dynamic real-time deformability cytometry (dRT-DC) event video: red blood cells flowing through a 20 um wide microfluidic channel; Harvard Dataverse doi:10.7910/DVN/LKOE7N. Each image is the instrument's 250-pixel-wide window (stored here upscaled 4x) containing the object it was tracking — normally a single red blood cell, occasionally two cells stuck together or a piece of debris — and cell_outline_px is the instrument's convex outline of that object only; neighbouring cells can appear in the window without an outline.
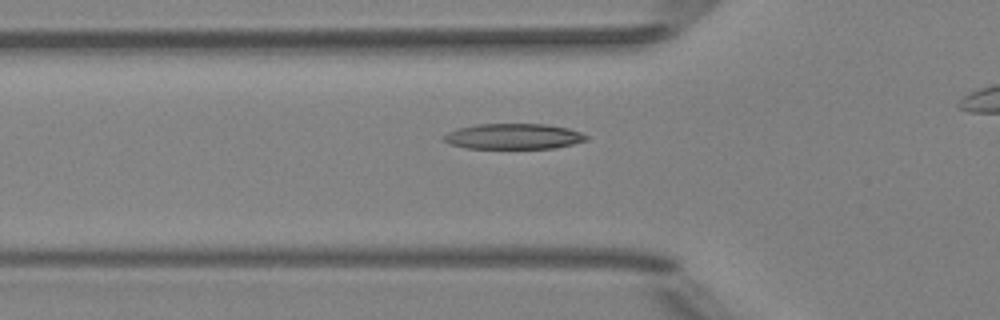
{"species": "Egyptian fruit bat (a non-hibernating species)", "species_latin": "Rousettus aegyptiacus", "temperature_condition": "room temperature", "stored_images_in_passage": 43, "camera_frame_rate_fps": 3000, "um_per_image_px": 0.085, "animal": {"sex": "female"}, "frame": {"image": 1, "passage_image": 18, "time_ms": 5.667, "image_size_px": [1000, 320], "cell_outline_px": [[588, 140], [572, 144], [552, 148], [464, 148], [448, 144], [444, 140], [444, 136], [448, 132], [456, 128], [476, 124], [544, 124], [568, 128], [580, 132], [588, 136]], "centroid_in_image_um": [43.62, 11.59], "position_along_channel_um": 82.2, "area_um2": 21.21}}
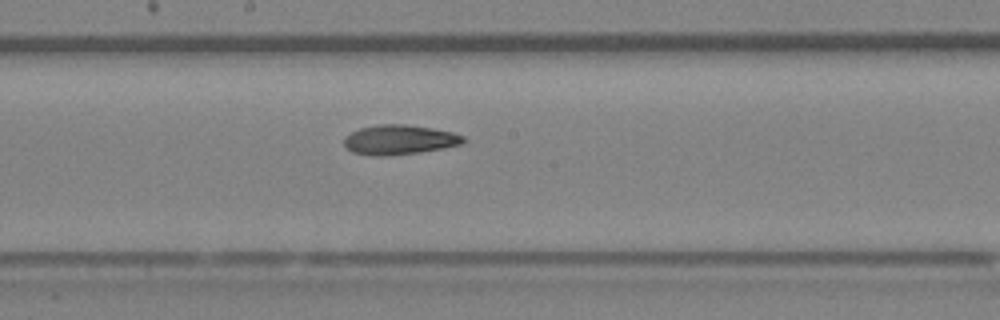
{"frame": {"image": 2, "passage_image": 28, "time_ms": 9.0, "image_size_px": [1000, 320], "cell_outline_px": [[468, 140], [464, 144], [444, 148], [420, 152], [388, 156], [372, 156], [352, 152], [344, 148], [344, 136], [360, 128], [380, 124], [404, 124], [432, 128], [452, 132], [464, 136]], "centroid_in_image_um": [33.95, 11.89], "position_along_channel_um": 214.2, "area_um2": 20.92}}
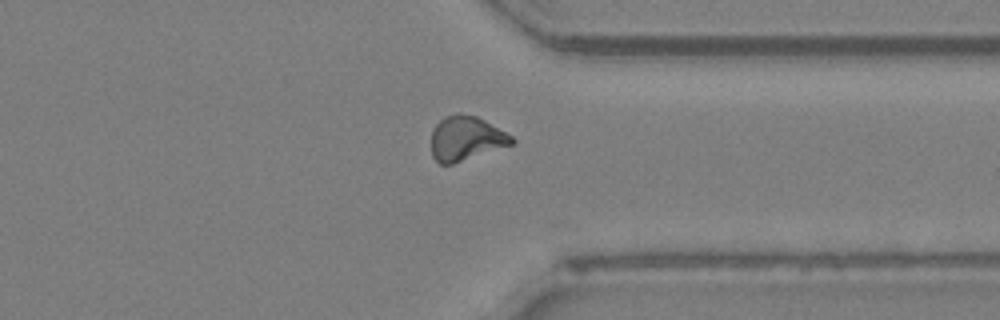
{"frame": {"image": 3, "passage_image": 40, "time_ms": 13.0, "image_size_px": [1000, 320], "cell_outline_px": [[516, 144], [452, 164], [440, 164], [432, 156], [432, 128], [444, 116], [456, 112], [460, 112], [476, 116], [484, 120], [512, 136], [516, 140]], "centroid_in_image_um": [39.62, 11.76], "position_along_channel_um": 371.8, "area_um2": 21.1}}